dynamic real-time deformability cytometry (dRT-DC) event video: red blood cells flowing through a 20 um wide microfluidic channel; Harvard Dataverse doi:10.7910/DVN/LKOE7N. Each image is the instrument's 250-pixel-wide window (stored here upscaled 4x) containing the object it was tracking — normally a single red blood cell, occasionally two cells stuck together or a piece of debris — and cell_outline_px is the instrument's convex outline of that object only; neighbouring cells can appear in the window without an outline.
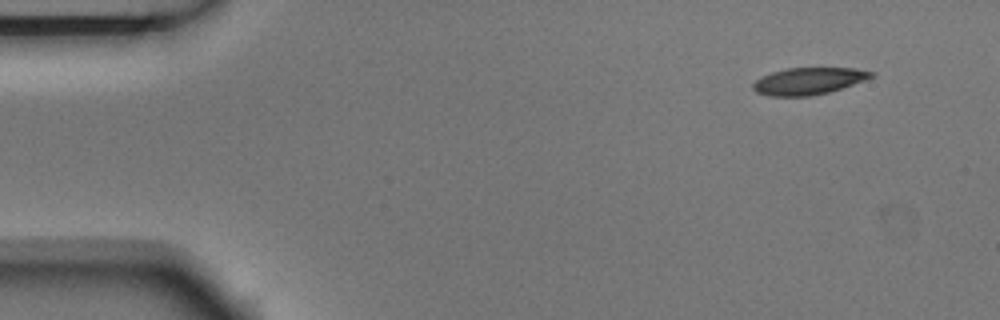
{"species": "Egyptian fruit bat (a non-hibernating species)", "species_latin": "Rousettus aegyptiacus", "temperature_condition": "room temperature", "stored_images_in_passage": 5, "segment_of_instrument_passage": [1, 2], "camera_frame_rate_fps": 3000, "um_per_image_px": 0.085, "animal": {"sex": "male"}, "frame": {"image": 1, "passage_image": 1, "time_ms": 0.0, "image_size_px": [1000, 320], "cell_outline_px": [[876, 76], [828, 92], [812, 96], [768, 96], [756, 92], [752, 88], [752, 84], [760, 76], [772, 72], [788, 68], [856, 68], [876, 72]], "centroid_in_image_um": [68.71, 6.88], "position_along_channel_um": 16.3, "area_um2": 18.61}}
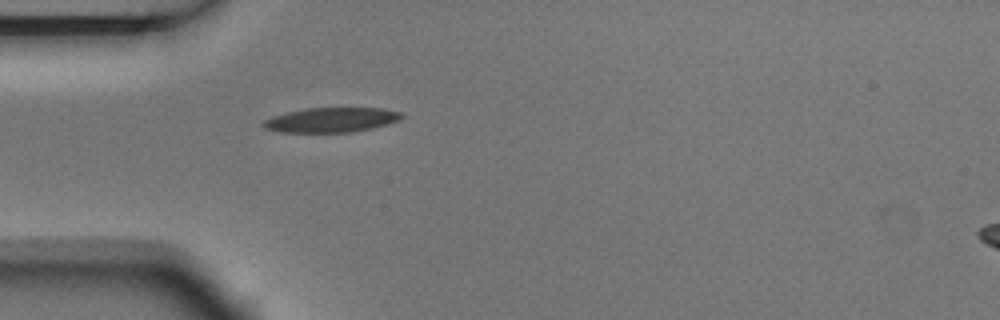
{"frame": {"image": 2, "passage_image": 4, "time_ms": 1.0, "image_size_px": [1000, 320], "cell_outline_px": [[404, 116], [400, 120], [388, 124], [372, 128], [352, 132], [280, 132], [264, 128], [260, 124], [264, 120], [272, 116], [304, 108], [384, 108], [400, 112]], "centroid_in_image_um": [28.16, 10.19], "position_along_channel_um": 56.8, "area_um2": 20.0}}